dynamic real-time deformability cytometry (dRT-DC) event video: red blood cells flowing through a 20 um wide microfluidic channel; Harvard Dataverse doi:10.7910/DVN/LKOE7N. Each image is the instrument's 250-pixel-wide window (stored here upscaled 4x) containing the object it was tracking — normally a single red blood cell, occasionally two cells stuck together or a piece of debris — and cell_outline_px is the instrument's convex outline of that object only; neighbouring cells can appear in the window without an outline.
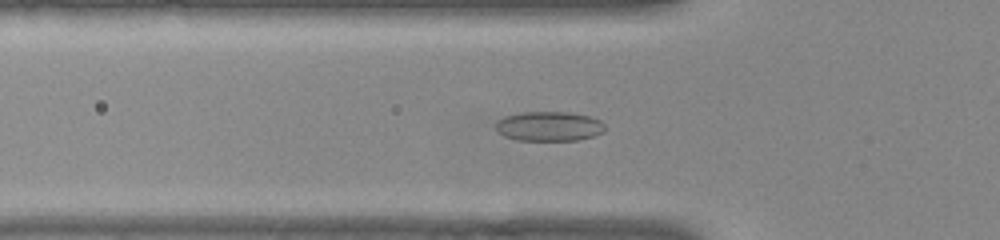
{"species": "common noctule bat (a hibernating species)", "species_latin": "Nyctalus noctula", "temperature_condition": "warm", "stored_images_in_passage": 52, "camera_frame_rate_fps": 3000, "um_per_image_px": 0.085, "animal": {"sex": "female", "body_mass_g": 22.0, "forearm_length_mm": 56.7}, "frame": {"image": 1, "passage_image": 17, "time_ms": 5.333, "image_size_px": [1000, 240], "cell_outline_px": [[604, 132], [592, 136], [576, 140], [516, 140], [504, 136], [496, 128], [496, 120], [504, 116], [524, 112], [568, 112], [588, 116], [600, 120], [604, 124]], "centroid_in_image_um": [46.65, 10.73], "position_along_channel_um": 79.1, "area_um2": 18.73}}
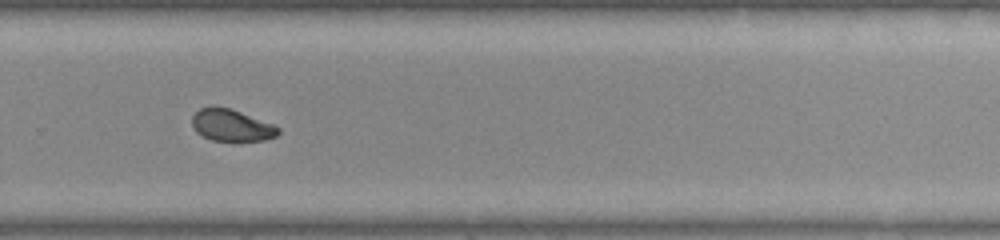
{"frame": {"image": 2, "passage_image": 35, "time_ms": 11.333, "image_size_px": [1000, 240], "cell_outline_px": [[280, 132], [276, 136], [264, 140], [212, 140], [196, 132], [192, 128], [192, 116], [200, 108], [228, 108], [240, 112], [272, 124], [280, 128]], "centroid_in_image_um": [19.67, 10.67], "position_along_channel_um": 310.1, "area_um2": 15.49}}
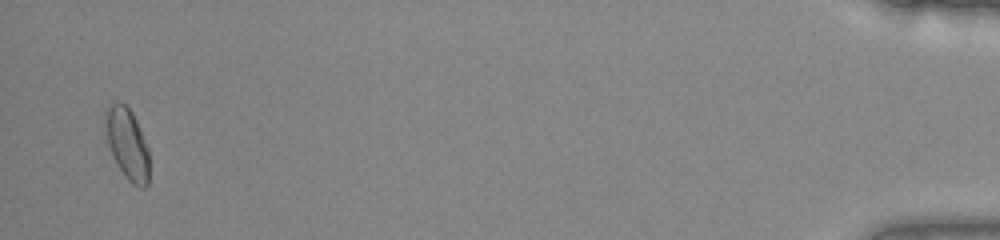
{"frame": {"image": 3, "passage_image": 51, "time_ms": 16.667, "image_size_px": [1000, 240], "cell_outline_px": [[148, 184], [144, 188], [140, 188], [132, 184], [124, 176], [116, 164], [112, 156], [104, 132], [104, 112], [108, 104], [116, 100], [124, 104], [132, 112], [136, 120], [148, 148]], "centroid_in_image_um": [10.77, 12.19], "position_along_channel_um": 424.4, "area_um2": 18.61}, "authors_computed_cell_mechanics": {"area_um2": 17.629, "velocity_mm_per_s": 3.8405, "shape_relaxation_time_tau1_ms": null, "shape_relaxation_time_tau2_ms": 2.4523, "deformation_change_tau1": null, "deformation_change_tau2": 0.0605}}